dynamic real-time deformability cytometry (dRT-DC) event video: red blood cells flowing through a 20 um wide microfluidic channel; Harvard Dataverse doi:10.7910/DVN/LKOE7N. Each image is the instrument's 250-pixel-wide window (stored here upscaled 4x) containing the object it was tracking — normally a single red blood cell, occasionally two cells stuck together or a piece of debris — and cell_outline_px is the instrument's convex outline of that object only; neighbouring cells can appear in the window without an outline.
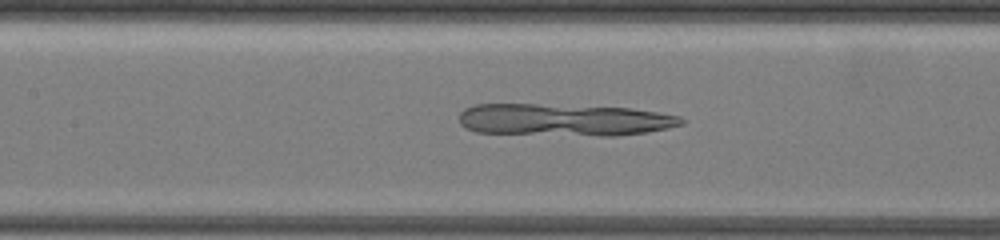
{"species": "common noctule bat (a hibernating species)", "species_latin": "Nyctalus noctula", "temperature_condition": "warm", "stored_images_in_passage": 19, "camera_frame_rate_fps": 3000, "um_per_image_px": 0.085, "animal": {"sex": "female", "body_mass_g": 19.5, "forearm_length_mm": 54.1}, "frame": {"image": 1, "passage_image": 16, "time_ms": 5.0, "image_size_px": [1000, 240], "cell_outline_px": [[684, 124], [668, 128], [648, 132], [616, 136], [600, 136], [476, 132], [464, 128], [460, 124], [460, 112], [464, 108], [476, 104], [536, 104], [628, 108], [656, 112], [680, 116], [684, 120]], "centroid_in_image_um": [47.93, 10.19], "position_along_channel_um": 159.5, "area_um2": 41.67}}